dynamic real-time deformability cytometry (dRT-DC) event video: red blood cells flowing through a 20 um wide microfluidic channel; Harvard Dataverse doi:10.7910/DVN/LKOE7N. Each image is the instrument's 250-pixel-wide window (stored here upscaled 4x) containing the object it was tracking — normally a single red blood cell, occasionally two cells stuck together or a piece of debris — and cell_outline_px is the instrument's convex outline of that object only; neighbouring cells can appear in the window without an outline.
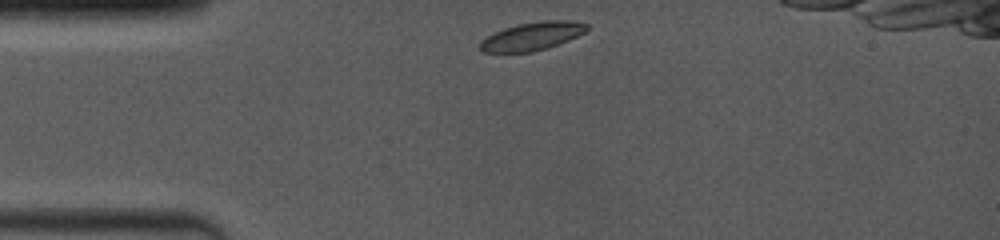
{"species": "common noctule bat (a hibernating species)", "species_latin": "Nyctalus noctula", "temperature_condition": "room temperature", "stored_images_in_passage": 7, "camera_frame_rate_fps": 4000, "um_per_image_px": 0.085, "animal": {"sex": "female", "body_mass_g": 19.0, "forearm_length_mm": 53.3}, "frame": {"image": 1, "passage_image": 1, "time_ms": 0.0, "image_size_px": [1000, 240], "cell_outline_px": [[588, 28], [584, 32], [568, 40], [548, 48], [532, 52], [484, 52], [480, 48], [480, 40], [492, 32], [516, 24], [544, 20], [572, 20], [588, 24]], "centroid_in_image_um": [45.21, 3.06], "position_along_channel_um": 39.8, "area_um2": 17.63}}